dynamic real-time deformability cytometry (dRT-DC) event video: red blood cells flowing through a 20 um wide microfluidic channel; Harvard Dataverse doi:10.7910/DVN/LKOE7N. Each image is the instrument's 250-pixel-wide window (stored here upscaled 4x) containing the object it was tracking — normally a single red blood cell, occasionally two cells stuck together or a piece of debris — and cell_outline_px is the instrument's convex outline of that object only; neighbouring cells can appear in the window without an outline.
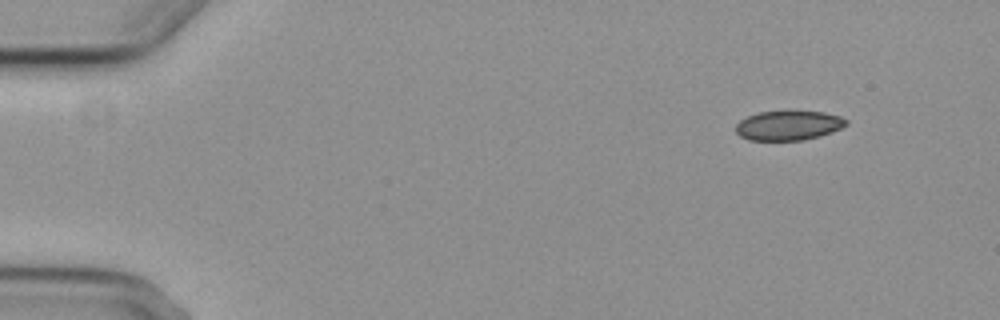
{"species": "common noctule bat (a hibernating species)", "species_latin": "Nyctalus noctula", "temperature_condition": "cold", "stored_images_in_passage": 5, "camera_frame_rate_fps": 3000, "um_per_image_px": 0.085, "animal": {"sex": "female", "body_mass_g": 29.2, "forearm_length_mm": 56.3}, "frame": {"image": 1, "passage_image": 1, "time_ms": 0.0, "image_size_px": [1000, 320], "cell_outline_px": [[848, 124], [832, 132], [820, 136], [804, 140], [748, 140], [740, 136], [736, 132], [736, 124], [740, 120], [748, 116], [760, 112], [824, 112], [840, 116], [848, 120]], "centroid_in_image_um": [67.03, 10.68], "position_along_channel_um": 18.0, "area_um2": 18.84}}